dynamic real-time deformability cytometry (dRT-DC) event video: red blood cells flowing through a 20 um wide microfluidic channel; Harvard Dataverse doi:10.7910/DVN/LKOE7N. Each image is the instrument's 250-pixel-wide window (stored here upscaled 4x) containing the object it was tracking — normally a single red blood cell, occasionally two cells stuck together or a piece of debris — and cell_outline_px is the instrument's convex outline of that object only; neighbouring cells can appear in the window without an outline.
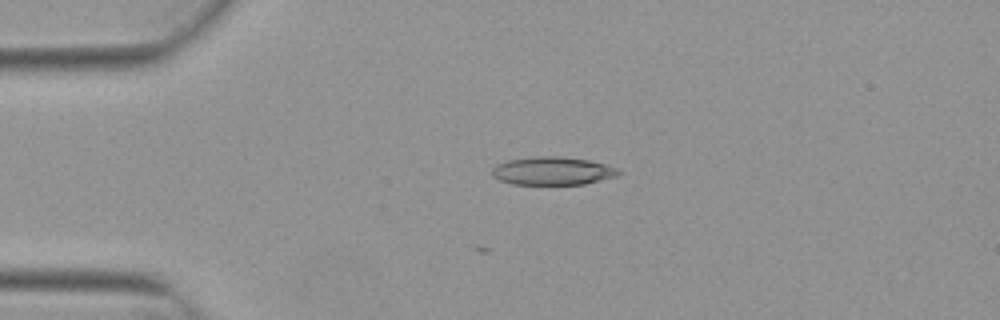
{"species": "Egyptian fruit bat (a non-hibernating species)", "species_latin": "Rousettus aegyptiacus", "temperature_condition": "warm", "stored_images_in_passage": 9, "camera_frame_rate_fps": 3000, "um_per_image_px": 0.085, "animal": {"sex": "female"}, "frame": {"image": 1, "passage_image": 1, "time_ms": 0.0, "image_size_px": [1000, 320], "cell_outline_px": [[624, 172], [616, 176], [584, 184], [512, 184], [500, 180], [492, 176], [492, 168], [496, 164], [508, 160], [536, 156], [560, 156], [588, 160], [608, 164]], "centroid_in_image_um": [46.98, 14.52], "position_along_channel_um": 38.0, "area_um2": 20.81}}
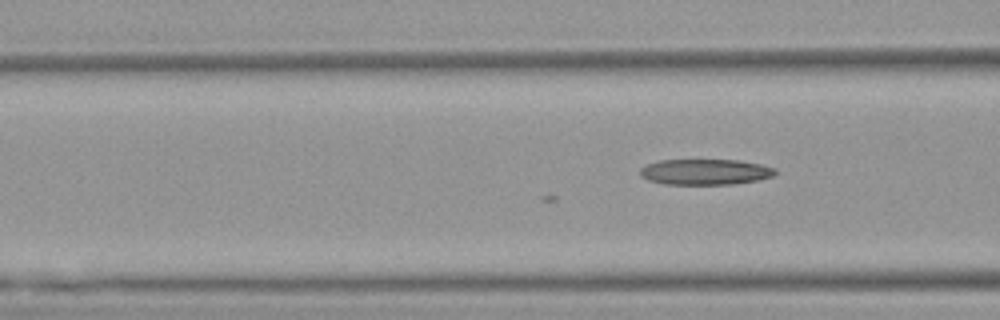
{"frame": {"image": 2, "passage_image": 9, "time_ms": 2.667, "image_size_px": [1000, 320], "cell_outline_px": [[776, 172], [772, 176], [756, 180], [732, 184], [664, 184], [648, 180], [640, 176], [640, 168], [644, 164], [660, 160], [740, 160], [760, 164], [776, 168]], "centroid_in_image_um": [59.9, 14.6], "position_along_channel_um": 106.7, "area_um2": 20.29}}